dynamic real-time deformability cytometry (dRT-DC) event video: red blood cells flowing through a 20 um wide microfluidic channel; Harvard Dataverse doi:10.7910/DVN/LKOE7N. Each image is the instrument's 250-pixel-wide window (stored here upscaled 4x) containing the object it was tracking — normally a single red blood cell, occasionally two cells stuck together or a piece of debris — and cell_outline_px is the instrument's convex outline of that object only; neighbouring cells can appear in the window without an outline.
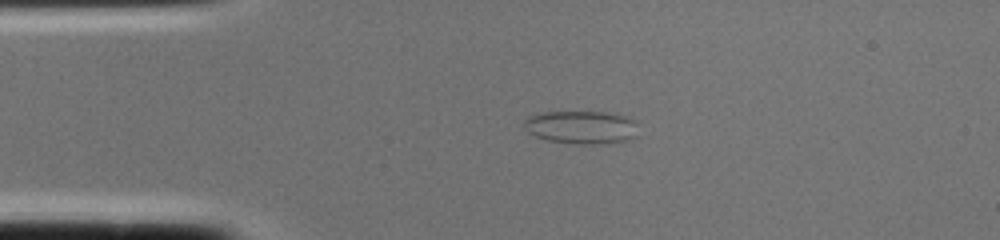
{"species": "common noctule bat (a hibernating species)", "species_latin": "Nyctalus noctula", "temperature_condition": "cold", "stored_images_in_passage": 1, "camera_frame_rate_fps": 3000, "um_per_image_px": 0.085, "animal": {"sex": "female", "body_mass_g": 22.0, "forearm_length_mm": 56.7}, "frame": {"image": 1, "passage_image": 1, "time_ms": 0.0, "image_size_px": [1000, 240], "cell_outline_px": [[636, 136], [632, 140], [592, 144], [572, 144], [548, 140], [536, 136], [528, 132], [524, 128], [524, 120], [528, 116], [544, 112], [612, 112], [628, 116], [636, 120]], "centroid_in_image_um": [49.45, 10.81], "position_along_channel_um": 35.6, "area_um2": 22.31}}